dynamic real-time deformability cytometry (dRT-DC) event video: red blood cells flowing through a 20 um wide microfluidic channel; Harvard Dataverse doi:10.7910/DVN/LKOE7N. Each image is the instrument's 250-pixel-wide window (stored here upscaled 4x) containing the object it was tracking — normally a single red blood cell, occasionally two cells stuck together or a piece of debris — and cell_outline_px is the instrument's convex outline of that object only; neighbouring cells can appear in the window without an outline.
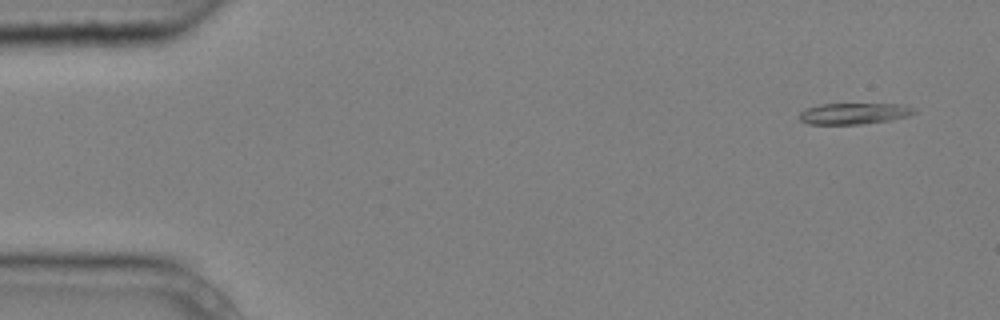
{"species": "common noctule bat (a hibernating species)", "species_latin": "Nyctalus noctula", "temperature_condition": "cold", "stored_images_in_passage": 8, "camera_frame_rate_fps": 3000, "um_per_image_px": 0.085, "animal": {"sex": "male", "body_mass_g": 20.4}, "frame": {"image": 1, "passage_image": 1, "time_ms": 0.0, "image_size_px": [1000, 320], "cell_outline_px": [[916, 112], [908, 116], [888, 120], [864, 124], [808, 124], [800, 120], [800, 112], [804, 108], [820, 104], [896, 104], [916, 108]], "centroid_in_image_um": [72.56, 9.65], "position_along_channel_um": 12.4, "area_um2": 14.16}}
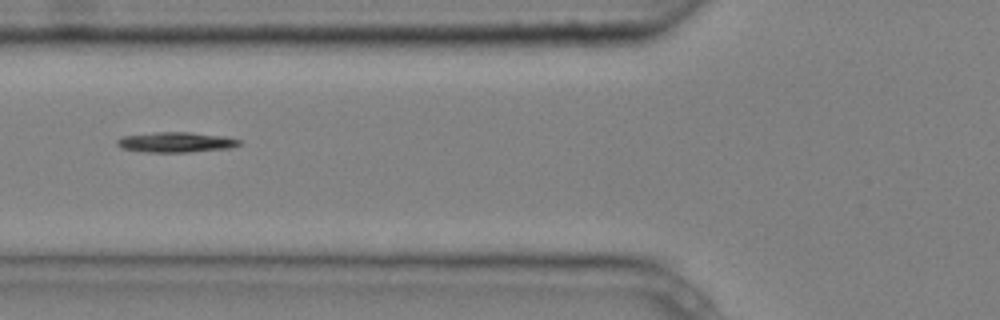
{"frame": {"image": 2, "passage_image": 5, "time_ms": 1.333, "image_size_px": [1000, 320], "cell_outline_px": [[240, 144], [232, 148], [188, 152], [144, 152], [120, 148], [116, 144], [116, 140], [124, 136], [156, 132], [192, 132], [224, 136], [240, 140]], "centroid_in_image_um": [14.94, 12.09], "position_along_channel_um": 110.9, "area_um2": 14.45}}
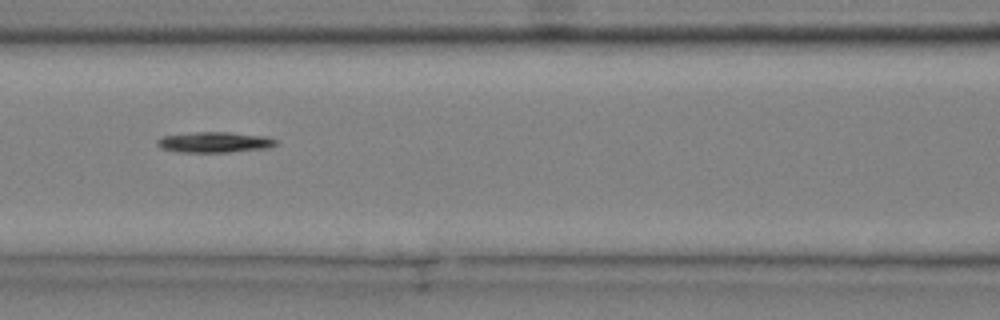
{"frame": {"image": 3, "passage_image": 6, "time_ms": 1.667, "image_size_px": [1000, 320], "cell_outline_px": [[276, 144], [268, 148], [228, 152], [180, 152], [160, 148], [156, 144], [156, 140], [164, 136], [196, 132], [228, 132], [268, 136], [276, 140]], "centroid_in_image_um": [18.24, 12.09], "position_along_channel_um": 148.4, "area_um2": 14.22}}